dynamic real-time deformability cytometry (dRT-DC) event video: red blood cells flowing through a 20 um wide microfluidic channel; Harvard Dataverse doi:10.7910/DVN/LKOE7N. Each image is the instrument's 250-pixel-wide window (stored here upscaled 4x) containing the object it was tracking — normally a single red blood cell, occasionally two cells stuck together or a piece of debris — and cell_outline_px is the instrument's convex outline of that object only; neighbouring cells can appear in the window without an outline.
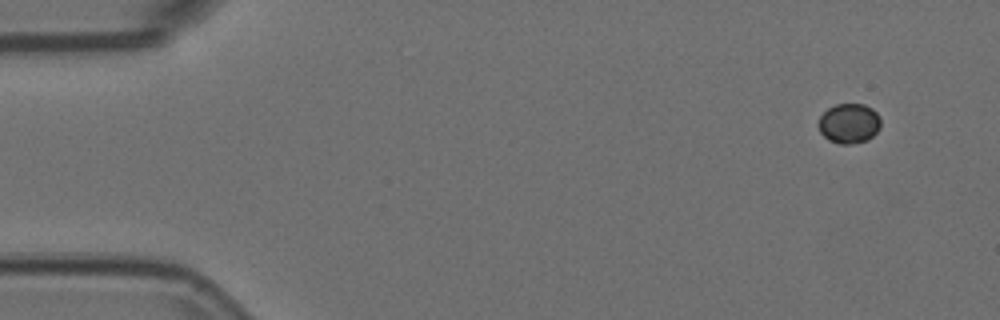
{"species": "Egyptian fruit bat (a non-hibernating species)", "species_latin": "Rousettus aegyptiacus", "temperature_condition": "room temperature", "stored_images_in_passage": 52, "camera_frame_rate_fps": 3000, "um_per_image_px": 0.085, "animal": {"sex": "female"}, "frame": {"image": 1, "passage_image": 1, "time_ms": 0.0, "image_size_px": [1000, 320], "cell_outline_px": [[880, 128], [868, 140], [848, 144], [840, 144], [828, 140], [820, 132], [816, 124], [820, 116], [828, 108], [836, 104], [864, 104], [872, 108], [880, 116]], "centroid_in_image_um": [72.15, 10.48], "position_along_channel_um": 12.8, "area_um2": 14.62}}
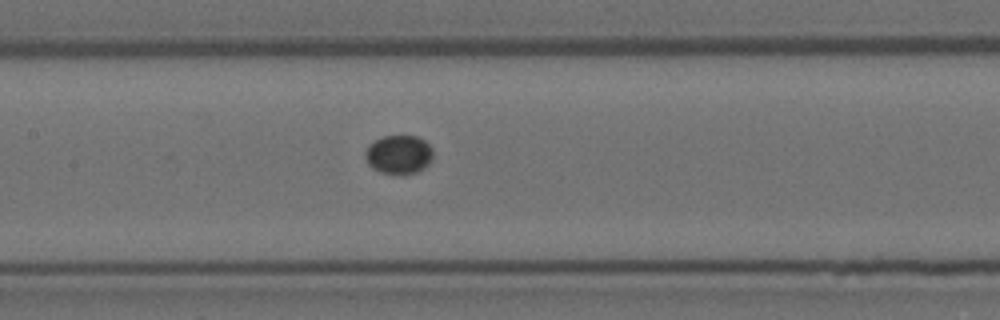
{"frame": {"image": 2, "passage_image": 23, "time_ms": 7.333, "image_size_px": [1000, 320], "cell_outline_px": [[432, 160], [424, 168], [416, 172], [380, 172], [372, 168], [368, 164], [364, 156], [364, 152], [368, 144], [384, 136], [416, 136], [424, 140], [432, 148]], "centroid_in_image_um": [33.87, 13.1], "position_along_channel_um": 173.5, "area_um2": 15.09}}
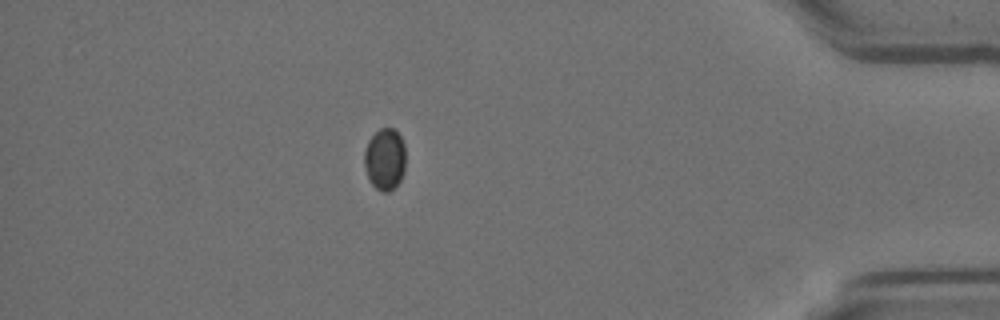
{"frame": {"image": 3, "passage_image": 45, "time_ms": 14.667, "image_size_px": [1000, 320], "cell_outline_px": [[404, 172], [400, 180], [388, 192], [380, 192], [372, 184], [368, 176], [364, 164], [364, 152], [368, 140], [380, 128], [392, 128], [400, 136], [404, 144]], "centroid_in_image_um": [32.7, 13.53], "position_along_channel_um": 402.5, "area_um2": 14.68}}